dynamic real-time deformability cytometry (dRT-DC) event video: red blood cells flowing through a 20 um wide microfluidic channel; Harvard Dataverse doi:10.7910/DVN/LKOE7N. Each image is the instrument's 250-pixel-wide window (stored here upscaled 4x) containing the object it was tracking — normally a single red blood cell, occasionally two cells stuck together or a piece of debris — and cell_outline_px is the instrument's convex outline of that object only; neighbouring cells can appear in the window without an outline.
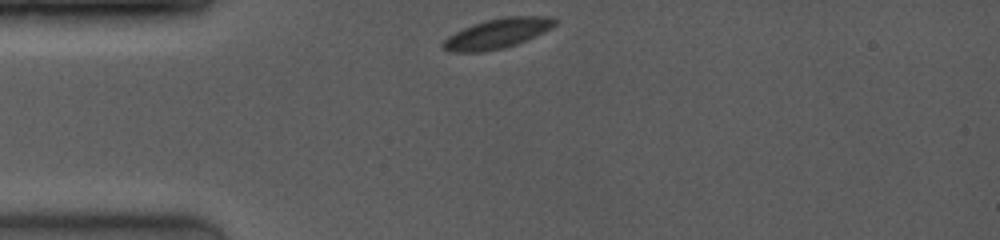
{"species": "common noctule bat (a hibernating species)", "species_latin": "Nyctalus noctula", "temperature_condition": "room temperature", "stored_images_in_passage": 6, "camera_frame_rate_fps": 4000, "um_per_image_px": 0.085, "animal": {"sex": "female", "body_mass_g": 19.0, "forearm_length_mm": 53.3}, "frame": {"image": 1, "passage_image": 1, "time_ms": 0.0, "image_size_px": [1000, 240], "cell_outline_px": [[560, 20], [552, 28], [528, 40], [504, 48], [484, 52], [448, 52], [440, 48], [440, 44], [448, 36], [464, 28], [488, 20], [504, 16], [552, 16]], "centroid_in_image_um": [42.3, 2.86], "position_along_channel_um": 42.7, "area_um2": 19.71}}
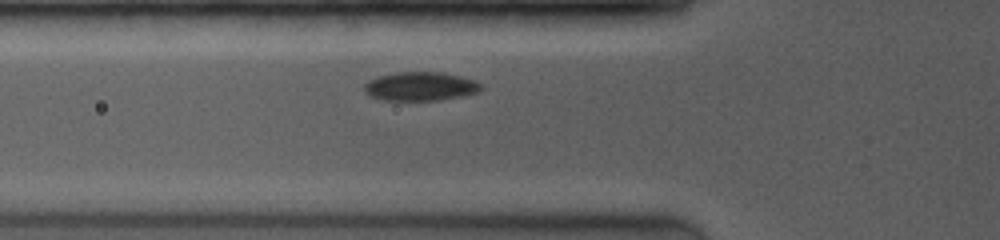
{"frame": {"image": 2, "passage_image": 4, "time_ms": 1.75, "image_size_px": [1000, 240], "cell_outline_px": [[480, 88], [476, 92], [460, 96], [440, 100], [380, 100], [364, 92], [364, 84], [380, 76], [400, 72], [440, 72], [472, 80], [480, 84]], "centroid_in_image_um": [35.68, 7.35], "position_along_channel_um": 90.1, "area_um2": 19.02}}